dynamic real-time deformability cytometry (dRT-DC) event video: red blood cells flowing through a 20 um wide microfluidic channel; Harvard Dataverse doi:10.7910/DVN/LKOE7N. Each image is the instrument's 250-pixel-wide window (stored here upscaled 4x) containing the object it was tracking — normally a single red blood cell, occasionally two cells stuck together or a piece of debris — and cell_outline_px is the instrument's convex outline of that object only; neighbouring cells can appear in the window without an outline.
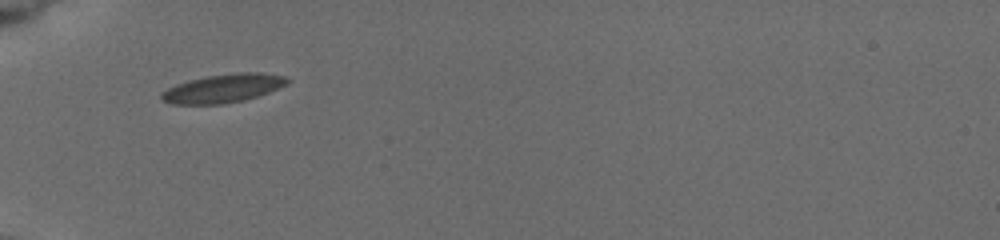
{"species": "common noctule bat (a hibernating species)", "species_latin": "Nyctalus noctula", "temperature_condition": "cold", "stored_images_in_passage": 2, "camera_frame_rate_fps": 3000, "um_per_image_px": 0.085, "animal": {"sex": "female", "body_mass_g": 19.5, "forearm_length_mm": 54.1}, "frame": {"image": 1, "passage_image": 1, "time_ms": 0.0, "image_size_px": [1000, 240], "cell_outline_px": [[292, 80], [288, 84], [268, 92], [244, 100], [224, 104], [172, 104], [160, 100], [160, 92], [176, 84], [188, 80], [208, 76], [236, 72], [260, 72], [288, 76]], "centroid_in_image_um": [18.98, 7.5], "position_along_channel_um": 66.0, "area_um2": 21.15}}
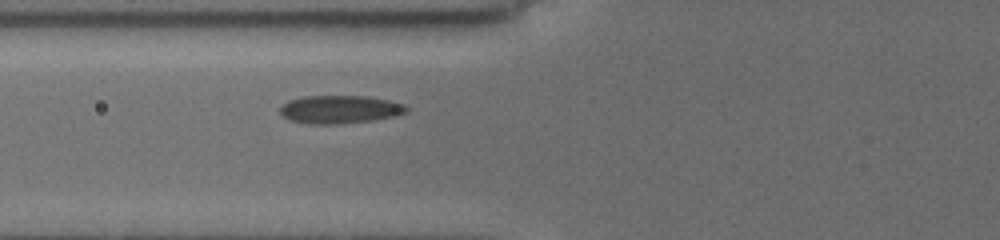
{"frame": {"image": 2, "passage_image": 2, "time_ms": 1.0, "image_size_px": [1000, 240], "cell_outline_px": [[408, 112], [392, 116], [372, 120], [336, 124], [308, 124], [288, 120], [280, 116], [280, 108], [288, 100], [304, 96], [368, 96], [388, 100], [404, 104], [408, 108]], "centroid_in_image_um": [28.84, 9.3], "position_along_channel_um": 97.0, "area_um2": 20.75}}